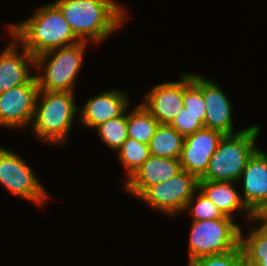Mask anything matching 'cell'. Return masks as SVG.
<instances>
[{
	"mask_svg": "<svg viewBox=\"0 0 267 266\" xmlns=\"http://www.w3.org/2000/svg\"><path fill=\"white\" fill-rule=\"evenodd\" d=\"M72 32L80 41L100 44L117 32L128 12L117 0H55Z\"/></svg>",
	"mask_w": 267,
	"mask_h": 266,
	"instance_id": "cell-1",
	"label": "cell"
},
{
	"mask_svg": "<svg viewBox=\"0 0 267 266\" xmlns=\"http://www.w3.org/2000/svg\"><path fill=\"white\" fill-rule=\"evenodd\" d=\"M30 16L24 21L10 23L8 32L34 57L80 41L53 2L38 7Z\"/></svg>",
	"mask_w": 267,
	"mask_h": 266,
	"instance_id": "cell-2",
	"label": "cell"
},
{
	"mask_svg": "<svg viewBox=\"0 0 267 266\" xmlns=\"http://www.w3.org/2000/svg\"><path fill=\"white\" fill-rule=\"evenodd\" d=\"M74 97L73 92L38 91L31 124L37 139L52 145L67 144L79 109Z\"/></svg>",
	"mask_w": 267,
	"mask_h": 266,
	"instance_id": "cell-3",
	"label": "cell"
},
{
	"mask_svg": "<svg viewBox=\"0 0 267 266\" xmlns=\"http://www.w3.org/2000/svg\"><path fill=\"white\" fill-rule=\"evenodd\" d=\"M87 41L52 49L35 57L39 90L75 93L76 79L84 63ZM40 73V74H39Z\"/></svg>",
	"mask_w": 267,
	"mask_h": 266,
	"instance_id": "cell-4",
	"label": "cell"
},
{
	"mask_svg": "<svg viewBox=\"0 0 267 266\" xmlns=\"http://www.w3.org/2000/svg\"><path fill=\"white\" fill-rule=\"evenodd\" d=\"M261 127L252 125L239 133L224 135L199 180L238 182L249 157L258 148Z\"/></svg>",
	"mask_w": 267,
	"mask_h": 266,
	"instance_id": "cell-5",
	"label": "cell"
},
{
	"mask_svg": "<svg viewBox=\"0 0 267 266\" xmlns=\"http://www.w3.org/2000/svg\"><path fill=\"white\" fill-rule=\"evenodd\" d=\"M241 224L222 219L192 221L188 241V261L234 250L239 245Z\"/></svg>",
	"mask_w": 267,
	"mask_h": 266,
	"instance_id": "cell-6",
	"label": "cell"
},
{
	"mask_svg": "<svg viewBox=\"0 0 267 266\" xmlns=\"http://www.w3.org/2000/svg\"><path fill=\"white\" fill-rule=\"evenodd\" d=\"M0 184L10 191V194L41 207L51 199L25 159L3 147H0Z\"/></svg>",
	"mask_w": 267,
	"mask_h": 266,
	"instance_id": "cell-7",
	"label": "cell"
},
{
	"mask_svg": "<svg viewBox=\"0 0 267 266\" xmlns=\"http://www.w3.org/2000/svg\"><path fill=\"white\" fill-rule=\"evenodd\" d=\"M198 189V179L185 170L172 178L150 186L138 200L166 216H178L185 211L188 200Z\"/></svg>",
	"mask_w": 267,
	"mask_h": 266,
	"instance_id": "cell-8",
	"label": "cell"
},
{
	"mask_svg": "<svg viewBox=\"0 0 267 266\" xmlns=\"http://www.w3.org/2000/svg\"><path fill=\"white\" fill-rule=\"evenodd\" d=\"M38 91L34 76L27 84L0 93V127L19 130L31 125Z\"/></svg>",
	"mask_w": 267,
	"mask_h": 266,
	"instance_id": "cell-9",
	"label": "cell"
},
{
	"mask_svg": "<svg viewBox=\"0 0 267 266\" xmlns=\"http://www.w3.org/2000/svg\"><path fill=\"white\" fill-rule=\"evenodd\" d=\"M223 136L222 132L209 128H202L185 136L179 158L182 170L199 180L206 173L210 158Z\"/></svg>",
	"mask_w": 267,
	"mask_h": 266,
	"instance_id": "cell-10",
	"label": "cell"
},
{
	"mask_svg": "<svg viewBox=\"0 0 267 266\" xmlns=\"http://www.w3.org/2000/svg\"><path fill=\"white\" fill-rule=\"evenodd\" d=\"M178 81H166L149 89L142 105L160 123L170 125L182 110L184 99V72Z\"/></svg>",
	"mask_w": 267,
	"mask_h": 266,
	"instance_id": "cell-11",
	"label": "cell"
},
{
	"mask_svg": "<svg viewBox=\"0 0 267 266\" xmlns=\"http://www.w3.org/2000/svg\"><path fill=\"white\" fill-rule=\"evenodd\" d=\"M8 34L12 40L0 53V93L27 84L35 76L30 73L35 69V57L13 35Z\"/></svg>",
	"mask_w": 267,
	"mask_h": 266,
	"instance_id": "cell-12",
	"label": "cell"
},
{
	"mask_svg": "<svg viewBox=\"0 0 267 266\" xmlns=\"http://www.w3.org/2000/svg\"><path fill=\"white\" fill-rule=\"evenodd\" d=\"M128 96L127 92L117 89L98 93L78 109L79 122L83 127L96 129L104 122L122 116L131 105Z\"/></svg>",
	"mask_w": 267,
	"mask_h": 266,
	"instance_id": "cell-13",
	"label": "cell"
},
{
	"mask_svg": "<svg viewBox=\"0 0 267 266\" xmlns=\"http://www.w3.org/2000/svg\"><path fill=\"white\" fill-rule=\"evenodd\" d=\"M202 94L206 107L204 128L218 130L224 135L236 134L245 129L234 131V106L218 83L202 76Z\"/></svg>",
	"mask_w": 267,
	"mask_h": 266,
	"instance_id": "cell-14",
	"label": "cell"
},
{
	"mask_svg": "<svg viewBox=\"0 0 267 266\" xmlns=\"http://www.w3.org/2000/svg\"><path fill=\"white\" fill-rule=\"evenodd\" d=\"M243 186V203L255 214L267 201V154L257 148L249 157L237 184Z\"/></svg>",
	"mask_w": 267,
	"mask_h": 266,
	"instance_id": "cell-15",
	"label": "cell"
},
{
	"mask_svg": "<svg viewBox=\"0 0 267 266\" xmlns=\"http://www.w3.org/2000/svg\"><path fill=\"white\" fill-rule=\"evenodd\" d=\"M182 170L180 160L150 155L125 182L124 189L138 199L150 186L165 182Z\"/></svg>",
	"mask_w": 267,
	"mask_h": 266,
	"instance_id": "cell-16",
	"label": "cell"
},
{
	"mask_svg": "<svg viewBox=\"0 0 267 266\" xmlns=\"http://www.w3.org/2000/svg\"><path fill=\"white\" fill-rule=\"evenodd\" d=\"M232 181L198 180V189L205 194L224 216L235 220L233 213L244 214L250 221L254 214L243 203L240 192L234 187Z\"/></svg>",
	"mask_w": 267,
	"mask_h": 266,
	"instance_id": "cell-17",
	"label": "cell"
},
{
	"mask_svg": "<svg viewBox=\"0 0 267 266\" xmlns=\"http://www.w3.org/2000/svg\"><path fill=\"white\" fill-rule=\"evenodd\" d=\"M184 138L171 125L159 124L148 144L150 155L179 159Z\"/></svg>",
	"mask_w": 267,
	"mask_h": 266,
	"instance_id": "cell-18",
	"label": "cell"
},
{
	"mask_svg": "<svg viewBox=\"0 0 267 266\" xmlns=\"http://www.w3.org/2000/svg\"><path fill=\"white\" fill-rule=\"evenodd\" d=\"M159 124L141 103L127 112L128 137L136 141L148 145Z\"/></svg>",
	"mask_w": 267,
	"mask_h": 266,
	"instance_id": "cell-19",
	"label": "cell"
},
{
	"mask_svg": "<svg viewBox=\"0 0 267 266\" xmlns=\"http://www.w3.org/2000/svg\"><path fill=\"white\" fill-rule=\"evenodd\" d=\"M117 157L124 166L128 181L141 165L150 157V150L147 144L127 138L119 148Z\"/></svg>",
	"mask_w": 267,
	"mask_h": 266,
	"instance_id": "cell-20",
	"label": "cell"
},
{
	"mask_svg": "<svg viewBox=\"0 0 267 266\" xmlns=\"http://www.w3.org/2000/svg\"><path fill=\"white\" fill-rule=\"evenodd\" d=\"M95 130L108 148L119 150L128 138L127 111L122 116L104 122Z\"/></svg>",
	"mask_w": 267,
	"mask_h": 266,
	"instance_id": "cell-21",
	"label": "cell"
},
{
	"mask_svg": "<svg viewBox=\"0 0 267 266\" xmlns=\"http://www.w3.org/2000/svg\"><path fill=\"white\" fill-rule=\"evenodd\" d=\"M183 106L194 115H206L205 101L202 94V76L184 71Z\"/></svg>",
	"mask_w": 267,
	"mask_h": 266,
	"instance_id": "cell-22",
	"label": "cell"
},
{
	"mask_svg": "<svg viewBox=\"0 0 267 266\" xmlns=\"http://www.w3.org/2000/svg\"><path fill=\"white\" fill-rule=\"evenodd\" d=\"M185 212H189L192 221L216 220L225 217L219 208L199 189L188 200Z\"/></svg>",
	"mask_w": 267,
	"mask_h": 266,
	"instance_id": "cell-23",
	"label": "cell"
},
{
	"mask_svg": "<svg viewBox=\"0 0 267 266\" xmlns=\"http://www.w3.org/2000/svg\"><path fill=\"white\" fill-rule=\"evenodd\" d=\"M254 227L248 228L243 235V227H240L239 246L242 254H267V226L259 225L256 221Z\"/></svg>",
	"mask_w": 267,
	"mask_h": 266,
	"instance_id": "cell-24",
	"label": "cell"
},
{
	"mask_svg": "<svg viewBox=\"0 0 267 266\" xmlns=\"http://www.w3.org/2000/svg\"><path fill=\"white\" fill-rule=\"evenodd\" d=\"M206 115H194L185 107L177 114L170 124L179 134L184 137L204 128Z\"/></svg>",
	"mask_w": 267,
	"mask_h": 266,
	"instance_id": "cell-25",
	"label": "cell"
},
{
	"mask_svg": "<svg viewBox=\"0 0 267 266\" xmlns=\"http://www.w3.org/2000/svg\"><path fill=\"white\" fill-rule=\"evenodd\" d=\"M196 262L200 266H244L243 255L239 245L234 250L204 256Z\"/></svg>",
	"mask_w": 267,
	"mask_h": 266,
	"instance_id": "cell-26",
	"label": "cell"
},
{
	"mask_svg": "<svg viewBox=\"0 0 267 266\" xmlns=\"http://www.w3.org/2000/svg\"><path fill=\"white\" fill-rule=\"evenodd\" d=\"M244 266H267V254H242Z\"/></svg>",
	"mask_w": 267,
	"mask_h": 266,
	"instance_id": "cell-27",
	"label": "cell"
},
{
	"mask_svg": "<svg viewBox=\"0 0 267 266\" xmlns=\"http://www.w3.org/2000/svg\"><path fill=\"white\" fill-rule=\"evenodd\" d=\"M254 221L259 225L267 226V201L254 214Z\"/></svg>",
	"mask_w": 267,
	"mask_h": 266,
	"instance_id": "cell-28",
	"label": "cell"
},
{
	"mask_svg": "<svg viewBox=\"0 0 267 266\" xmlns=\"http://www.w3.org/2000/svg\"><path fill=\"white\" fill-rule=\"evenodd\" d=\"M187 266H200L196 261H188Z\"/></svg>",
	"mask_w": 267,
	"mask_h": 266,
	"instance_id": "cell-29",
	"label": "cell"
}]
</instances>
